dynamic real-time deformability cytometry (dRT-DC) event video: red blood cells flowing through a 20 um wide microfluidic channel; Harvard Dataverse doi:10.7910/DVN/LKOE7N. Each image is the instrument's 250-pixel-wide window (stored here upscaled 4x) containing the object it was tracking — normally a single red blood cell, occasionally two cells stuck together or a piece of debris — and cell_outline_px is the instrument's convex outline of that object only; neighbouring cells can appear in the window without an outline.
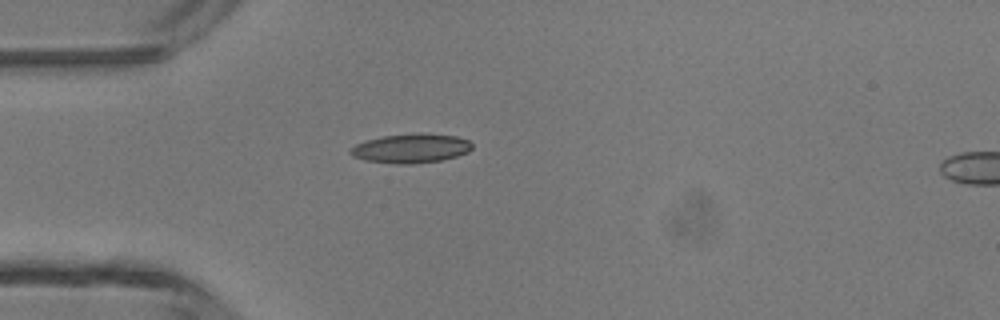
{"species": "common noctule bat (a hibernating species)", "species_latin": "Nyctalus noctula", "temperature_condition": "room temperature", "stored_images_in_passage": 35, "camera_frame_rate_fps": 3000, "um_per_image_px": 0.085, "animal": {"sex": "male", "body_mass_g": 13.3}, "frame": {"image": 1, "passage_image": 1, "time_ms": 0.0, "image_size_px": [1000, 320], "cell_outline_px": [[472, 148], [468, 152], [456, 156], [440, 160], [416, 164], [396, 164], [364, 160], [352, 156], [348, 152], [356, 144], [364, 140], [384, 136], [420, 132], [424, 132], [456, 136], [468, 140], [472, 144]], "centroid_in_image_um": [34.92, 12.6], "position_along_channel_um": 50.1, "area_um2": 20.92}}
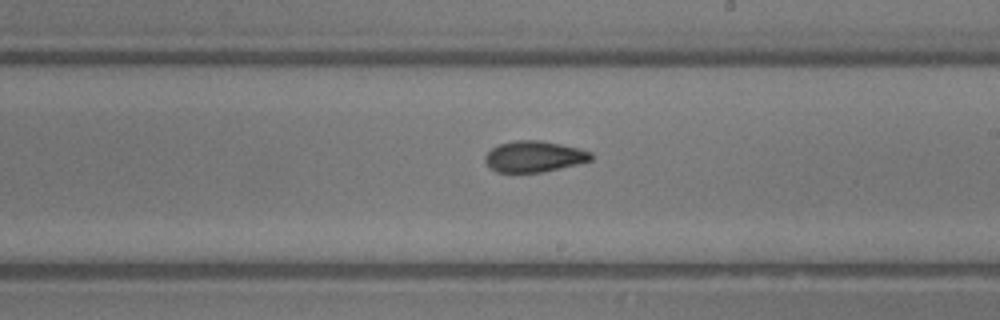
{"frame": {"image": 2, "passage_image": 15, "time_ms": 4.667, "image_size_px": [1000, 320], "cell_outline_px": [[592, 160], [544, 172], [496, 172], [484, 160], [484, 156], [492, 148], [500, 144], [516, 140], [540, 140], [580, 148], [592, 152]], "centroid_in_image_um": [45.41, 13.3], "position_along_channel_um": 243.6, "area_um2": 19.07}}
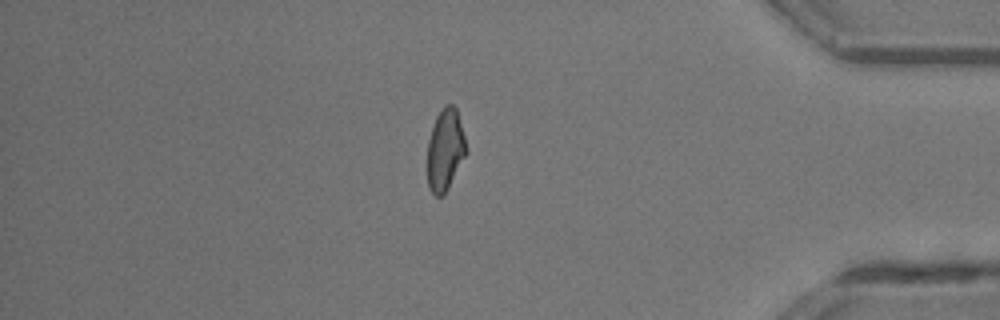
{"frame": {"image": 3, "passage_image": 28, "time_ms": 9.0, "image_size_px": [1000, 320], "cell_outline_px": [[468, 152], [448, 188], [440, 196], [436, 196], [428, 188], [428, 140], [436, 116], [440, 108], [444, 104], [452, 104], [456, 108], [464, 136]], "centroid_in_image_um": [37.85, 12.71], "position_along_channel_um": 397.4, "area_um2": 18.44}, "authors_computed_cell_mechanics": {"area_um2": 19.074, "velocity_mm_per_s": 4.3729, "shape_relaxation_time_tau1_ms": 10.8361, "shape_relaxation_time_tau2_ms": 3.4581, "deformation_change_tau1": 0.258, "deformation_change_tau2": 0.0957}}